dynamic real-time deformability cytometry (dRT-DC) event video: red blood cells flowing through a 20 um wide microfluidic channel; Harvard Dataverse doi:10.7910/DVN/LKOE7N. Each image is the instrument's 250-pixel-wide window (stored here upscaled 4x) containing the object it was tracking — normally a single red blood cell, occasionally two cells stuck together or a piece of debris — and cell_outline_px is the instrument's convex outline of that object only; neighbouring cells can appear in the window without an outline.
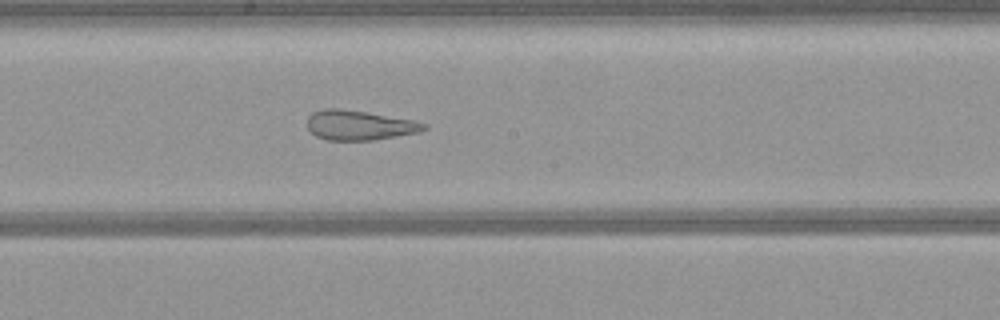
{"species": "common noctule bat (a hibernating species)", "species_latin": "Nyctalus noctula", "temperature_condition": "warm", "stored_images_in_passage": 51, "camera_frame_rate_fps": 3000, "um_per_image_px": 0.085, "animal": {"sex": "female", "body_mass_g": 21.9}, "frame": {"image": 1, "passage_image": 27, "time_ms": 8.667, "image_size_px": [1000, 320], "cell_outline_px": [[428, 128], [420, 132], [372, 140], [328, 140], [316, 136], [308, 128], [308, 116], [312, 112], [324, 108], [340, 108], [368, 112], [416, 120], [428, 124]], "centroid_in_image_um": [30.58, 10.63], "position_along_channel_um": 217.6, "area_um2": 20.4}}
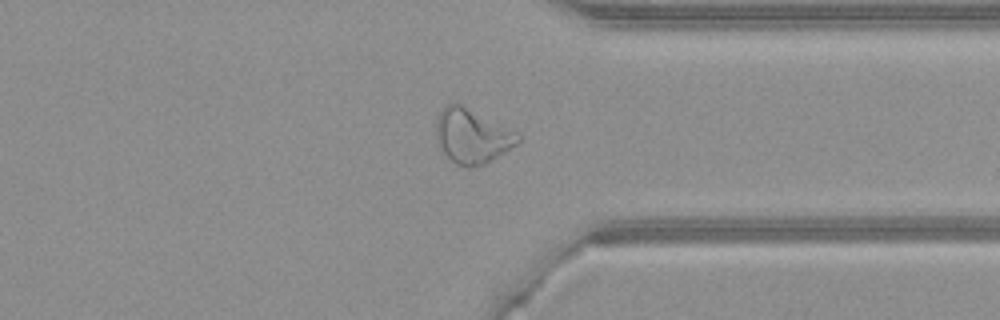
{"frame": {"image": 2, "passage_image": 39, "time_ms": 12.667, "image_size_px": [1000, 320], "cell_outline_px": [[520, 140], [516, 144], [484, 164], [468, 168], [464, 168], [456, 164], [440, 148], [436, 136], [436, 116], [448, 104], [460, 104], [516, 132], [520, 136]], "centroid_in_image_um": [40.09, 11.58], "position_along_channel_um": 371.3, "area_um2": 25.32}}
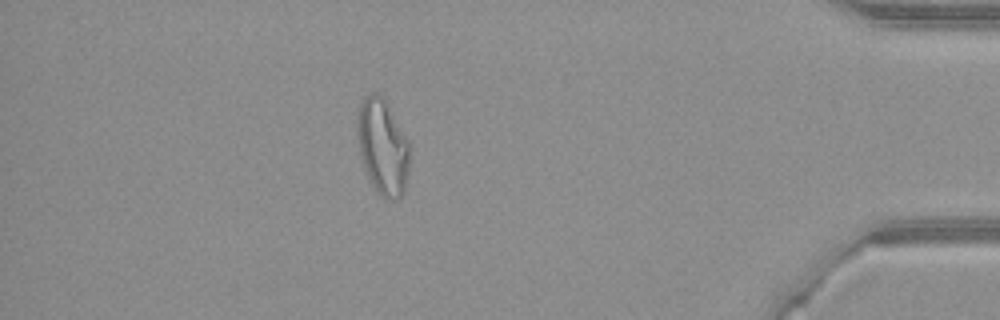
{"frame": {"image": 3, "passage_image": 45, "time_ms": 14.667, "image_size_px": [1000, 320], "cell_outline_px": [[408, 172], [404, 192], [396, 200], [388, 200], [380, 196], [376, 192], [368, 180], [364, 168], [360, 152], [356, 128], [356, 120], [360, 104], [364, 96], [372, 92], [376, 92], [384, 100], [408, 140]], "centroid_in_image_um": [32.49, 12.52], "position_along_channel_um": 402.7, "area_um2": 29.07}}